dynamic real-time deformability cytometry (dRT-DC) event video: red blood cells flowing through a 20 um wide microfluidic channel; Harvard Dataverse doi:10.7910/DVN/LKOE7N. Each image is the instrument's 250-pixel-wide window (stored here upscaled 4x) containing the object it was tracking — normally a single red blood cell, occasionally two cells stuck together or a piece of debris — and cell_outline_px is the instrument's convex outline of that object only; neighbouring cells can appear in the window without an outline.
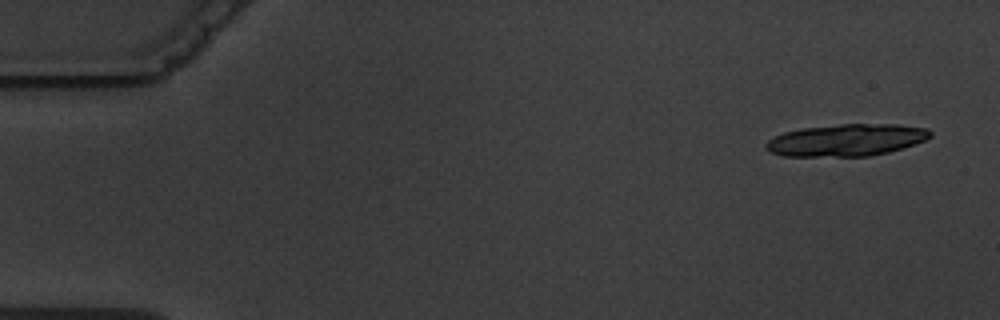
{"species": "common noctule bat (a hibernating species)", "species_latin": "Nyctalus noctula", "temperature_condition": "warm", "stored_images_in_passage": 5, "camera_frame_rate_fps": 3000, "um_per_image_px": 0.085, "animal": {"sex": "male", "body_mass_g": 19.5, "forearm_length_mm": 54.6}, "frame": {"image": 1, "passage_image": 1, "time_ms": 0.0, "image_size_px": [1000, 320], "cell_outline_px": [[932, 136], [924, 140], [888, 152], [868, 156], [784, 156], [772, 152], [764, 148], [764, 144], [772, 136], [784, 132], [804, 128], [840, 124], [900, 124], [928, 128], [932, 132]], "centroid_in_image_um": [71.92, 11.89], "position_along_channel_um": 13.1, "area_um2": 30.63}}